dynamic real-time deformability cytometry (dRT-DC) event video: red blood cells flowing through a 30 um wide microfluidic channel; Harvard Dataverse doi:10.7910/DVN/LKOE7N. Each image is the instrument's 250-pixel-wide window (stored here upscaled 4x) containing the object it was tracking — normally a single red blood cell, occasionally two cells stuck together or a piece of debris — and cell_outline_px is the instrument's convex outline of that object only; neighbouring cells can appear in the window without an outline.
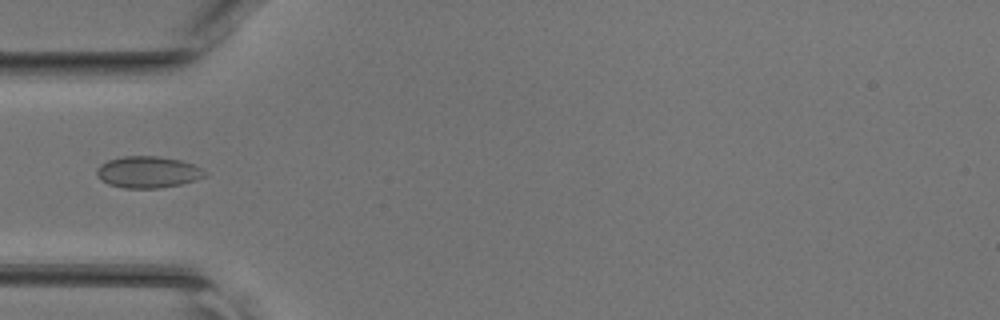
{"species": "common noctule bat (a hibernating species)", "species_latin": "Nyctalus noctula", "temperature_condition": "room temperature", "stored_images_in_passage": 28, "camera_frame_rate_fps": 3000, "um_per_image_px": 0.085, "animal": {"sex": "female", "body_mass_g": 17.0, "forearm_length_mm": 48.0}, "frame": {"image": 1, "passage_image": 1, "time_ms": 0.0, "image_size_px": [1000, 320], "cell_outline_px": [[208, 176], [196, 180], [180, 184], [160, 188], [124, 188], [108, 184], [100, 180], [96, 176], [96, 168], [100, 164], [108, 160], [124, 156], [160, 156], [180, 160], [192, 164], [208, 172]], "centroid_in_image_um": [12.56, 14.63], "position_along_channel_um": 72.4, "area_um2": 20.11}}
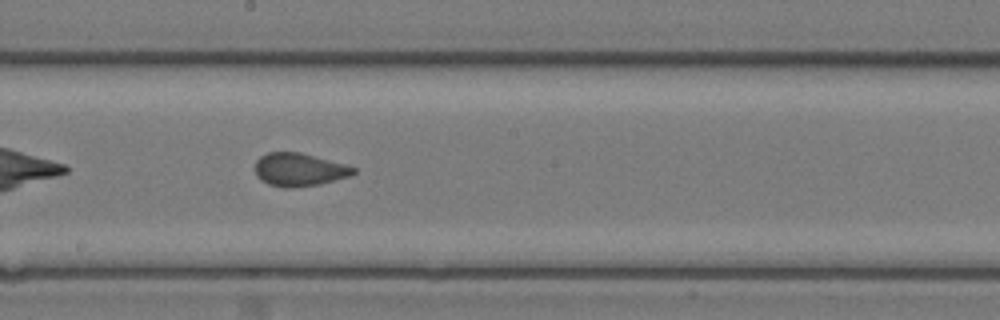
{"frame": {"image": 2, "passage_image": 11, "time_ms": 3.333, "image_size_px": [1000, 320], "cell_outline_px": [[356, 172], [348, 176], [320, 184], [292, 188], [284, 188], [268, 184], [260, 180], [256, 176], [256, 160], [260, 156], [268, 152], [300, 152], [348, 164], [356, 168]], "centroid_in_image_um": [25.43, 14.41], "position_along_channel_um": 222.8, "area_um2": 19.13}}
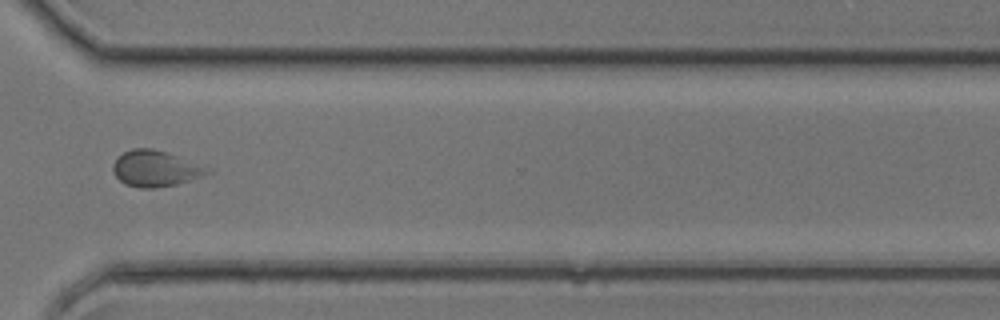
{"frame": {"image": 3, "passage_image": 20, "time_ms": 6.333, "image_size_px": [1000, 320], "cell_outline_px": [[212, 172], [176, 184], [156, 188], [140, 188], [124, 184], [116, 176], [112, 168], [112, 164], [116, 156], [132, 148], [152, 148], [212, 168]], "centroid_in_image_um": [13.17, 14.33], "position_along_channel_um": 357.4, "area_um2": 19.71}}